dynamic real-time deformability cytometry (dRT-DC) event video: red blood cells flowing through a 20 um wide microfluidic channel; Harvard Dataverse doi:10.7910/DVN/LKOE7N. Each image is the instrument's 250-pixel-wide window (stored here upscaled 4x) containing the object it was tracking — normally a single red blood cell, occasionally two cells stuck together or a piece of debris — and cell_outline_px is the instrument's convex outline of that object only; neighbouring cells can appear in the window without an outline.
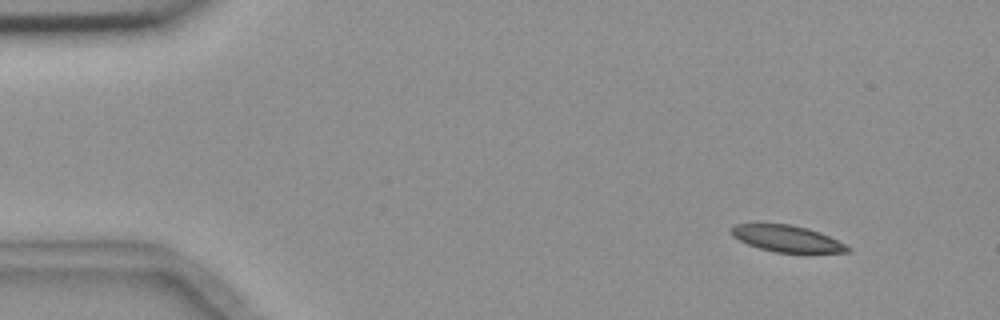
{"species": "common noctule bat (a hibernating species)", "species_latin": "Nyctalus noctula", "temperature_condition": "room temperature", "stored_images_in_passage": 5, "camera_frame_rate_fps": 3000, "um_per_image_px": 0.085, "animal": {"sex": "female", "body_mass_g": 18.4}, "frame": {"image": 1, "passage_image": 1, "time_ms": 0.0, "image_size_px": [1000, 320], "cell_outline_px": [[852, 252], [808, 256], [804, 256], [776, 252], [760, 248], [748, 244], [732, 236], [728, 228], [736, 224], [792, 224], [808, 228], [820, 232], [852, 248]], "centroid_in_image_um": [67.0, 20.35], "position_along_channel_um": 18.0, "area_um2": 18.96}}
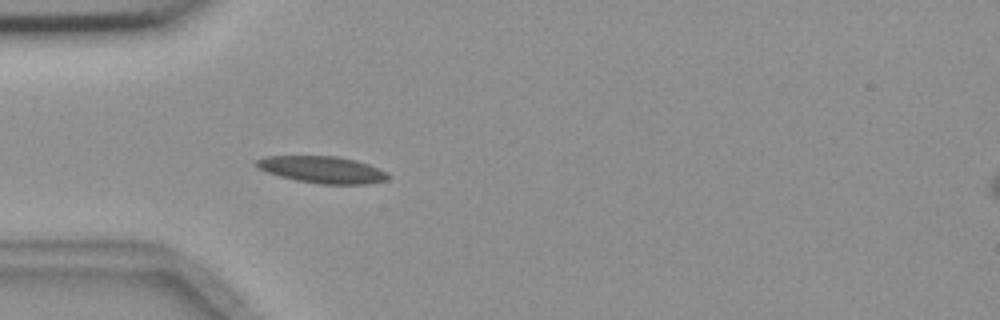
{"frame": {"image": 2, "passage_image": 4, "time_ms": 3.667, "image_size_px": [1000, 320], "cell_outline_px": [[388, 176], [384, 180], [364, 184], [320, 184], [296, 180], [280, 176], [256, 168], [252, 164], [256, 160], [264, 156], [340, 156], [356, 160], [368, 164], [388, 172]], "centroid_in_image_um": [27.33, 14.41], "position_along_channel_um": 57.7, "area_um2": 20.63}}